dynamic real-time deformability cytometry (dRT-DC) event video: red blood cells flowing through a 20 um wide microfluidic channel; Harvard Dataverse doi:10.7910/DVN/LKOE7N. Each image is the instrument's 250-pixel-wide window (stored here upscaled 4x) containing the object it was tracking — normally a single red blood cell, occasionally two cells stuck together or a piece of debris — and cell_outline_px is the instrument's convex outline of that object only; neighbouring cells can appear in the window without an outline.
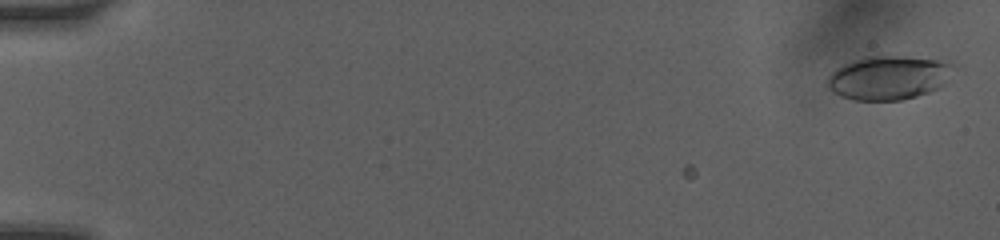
{"species": "human", "species_latin": "Homo sapiens", "temperature_condition": "room temperature", "stored_images_in_passage": 6, "camera_frame_rate_fps": 3000, "um_per_image_px": 0.085, "donor": {"sex": "female"}, "frame": {"image": 1, "passage_image": 1, "time_ms": 0.0, "image_size_px": [1000, 240], "cell_outline_px": [[964, 72], [940, 88], [916, 96], [900, 100], [852, 100], [840, 96], [832, 92], [828, 88], [828, 76], [836, 68], [844, 64], [864, 56], [900, 56], [936, 60], [964, 64]], "centroid_in_image_um": [75.74, 6.59], "position_along_channel_um": 9.3, "area_um2": 33.52}}
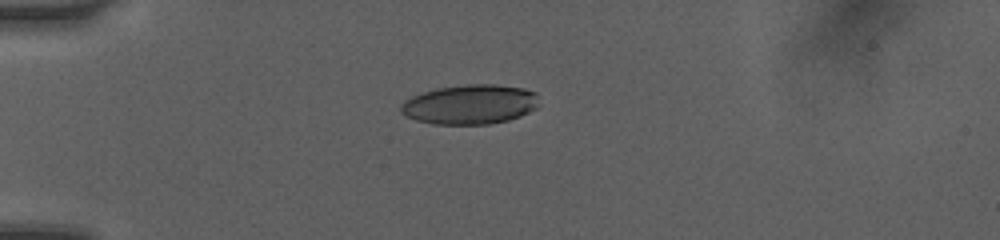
{"frame": {"image": 2, "passage_image": 6, "time_ms": 4.333, "image_size_px": [1000, 240], "cell_outline_px": [[536, 108], [520, 116], [508, 120], [488, 124], [432, 124], [416, 120], [400, 112], [400, 104], [404, 100], [412, 96], [436, 88], [468, 84], [496, 84], [524, 88], [536, 92]], "centroid_in_image_um": [39.93, 8.87], "position_along_channel_um": 45.1, "area_um2": 31.85}}